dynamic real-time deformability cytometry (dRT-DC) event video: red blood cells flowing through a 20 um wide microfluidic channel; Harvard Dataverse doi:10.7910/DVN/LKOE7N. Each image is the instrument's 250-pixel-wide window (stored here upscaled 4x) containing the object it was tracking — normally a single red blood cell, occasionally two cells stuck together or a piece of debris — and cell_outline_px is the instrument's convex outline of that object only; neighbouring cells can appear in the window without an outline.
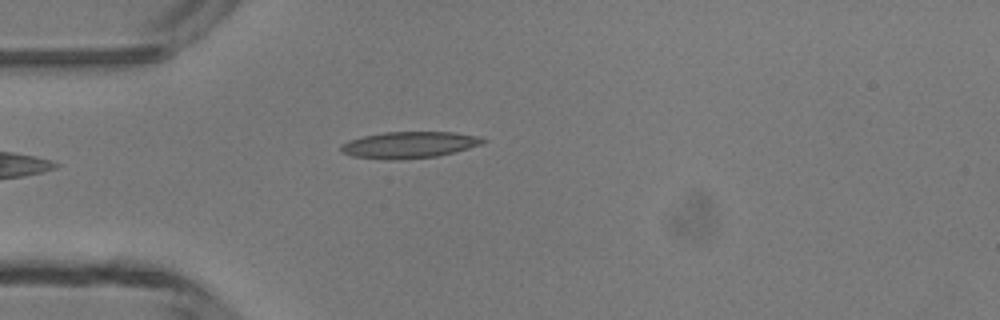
{"species": "common noctule bat (a hibernating species)", "species_latin": "Nyctalus noctula", "temperature_condition": "room temperature", "stored_images_in_passage": 4, "camera_frame_rate_fps": 3000, "um_per_image_px": 0.085, "animal": {"sex": "male", "body_mass_g": 13.3}, "frame": {"image": 1, "passage_image": 4, "time_ms": 3.333, "image_size_px": [1000, 320], "cell_outline_px": [[488, 140], [484, 144], [436, 156], [400, 160], [384, 160], [352, 156], [344, 152], [340, 148], [340, 144], [348, 140], [364, 136], [384, 132], [452, 132], [480, 136]], "centroid_in_image_um": [34.79, 12.31], "position_along_channel_um": 50.2, "area_um2": 22.02}}